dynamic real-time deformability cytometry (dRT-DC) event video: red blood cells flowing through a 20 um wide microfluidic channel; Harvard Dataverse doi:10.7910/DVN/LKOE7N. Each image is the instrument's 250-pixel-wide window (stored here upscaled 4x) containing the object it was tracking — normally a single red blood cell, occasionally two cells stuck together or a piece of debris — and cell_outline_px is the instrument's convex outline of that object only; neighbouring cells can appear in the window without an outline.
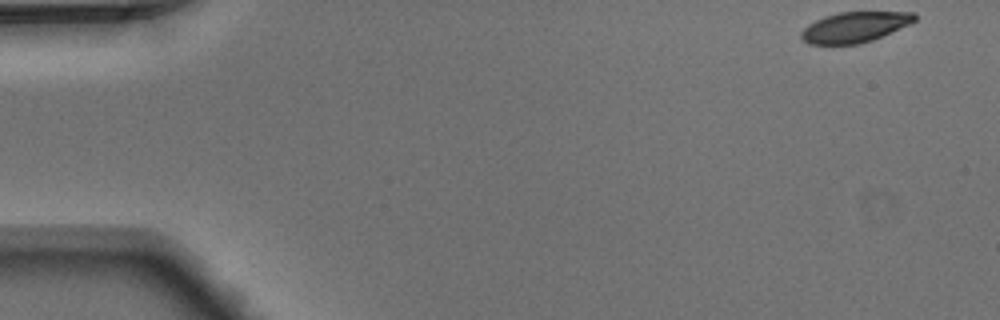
{"species": "Egyptian fruit bat (a non-hibernating species)", "species_latin": "Rousettus aegyptiacus", "temperature_condition": "warm", "stored_images_in_passage": 5, "camera_frame_rate_fps": 3000, "um_per_image_px": 0.085, "animal": {"sex": "male"}, "frame": {"image": 1, "passage_image": 1, "time_ms": 0.0, "image_size_px": [1000, 320], "cell_outline_px": [[916, 20], [908, 24], [872, 40], [860, 44], [808, 44], [800, 36], [800, 32], [808, 24], [824, 16], [840, 12], [916, 12]], "centroid_in_image_um": [72.62, 2.3], "position_along_channel_um": 12.4, "area_um2": 19.94}}